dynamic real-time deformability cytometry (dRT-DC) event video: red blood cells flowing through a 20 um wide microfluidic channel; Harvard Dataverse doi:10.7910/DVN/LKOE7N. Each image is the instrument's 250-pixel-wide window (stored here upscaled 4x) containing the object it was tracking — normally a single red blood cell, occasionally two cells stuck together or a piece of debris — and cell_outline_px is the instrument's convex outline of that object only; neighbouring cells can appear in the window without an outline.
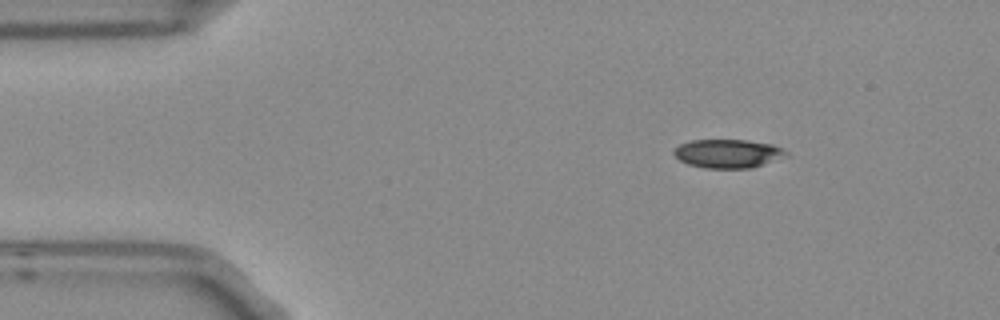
{"species": "Egyptian fruit bat (a non-hibernating species)", "species_latin": "Rousettus aegyptiacus", "temperature_condition": "room temperature", "stored_images_in_passage": 3, "camera_frame_rate_fps": 3000, "um_per_image_px": 0.085, "frame": {"image": 1, "passage_image": 1, "time_ms": 0.0, "image_size_px": [1000, 320], "cell_outline_px": [[788, 156], [752, 168], [704, 168], [688, 164], [680, 160], [672, 152], [680, 144], [692, 140], [748, 140], [772, 144], [788, 152]], "centroid_in_image_um": [61.89, 13.06], "position_along_channel_um": 23.1, "area_um2": 18.73}}